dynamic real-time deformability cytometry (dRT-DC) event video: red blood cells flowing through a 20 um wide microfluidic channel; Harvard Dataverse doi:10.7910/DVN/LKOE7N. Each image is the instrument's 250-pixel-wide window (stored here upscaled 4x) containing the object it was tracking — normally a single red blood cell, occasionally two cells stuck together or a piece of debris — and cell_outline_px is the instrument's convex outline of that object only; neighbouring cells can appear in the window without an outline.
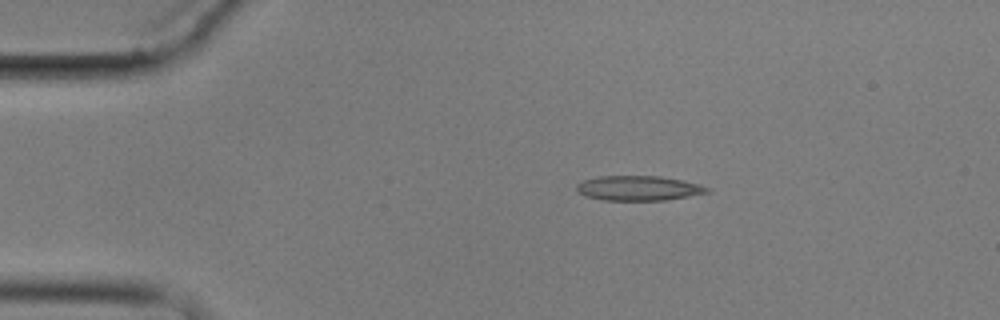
{"species": "common noctule bat (a hibernating species)", "species_latin": "Nyctalus noctula", "temperature_condition": "cold", "stored_images_in_passage": 2, "camera_frame_rate_fps": 3000, "um_per_image_px": 0.085, "animal": {"sex": "male", "body_mass_g": 17.9}, "frame": {"image": 1, "passage_image": 1, "time_ms": 0.0, "image_size_px": [1000, 320], "cell_outline_px": [[712, 188], [708, 192], [688, 196], [664, 200], [604, 200], [584, 196], [576, 188], [576, 184], [584, 180], [596, 176], [660, 176], [684, 180], [700, 184]], "centroid_in_image_um": [54.29, 15.98], "position_along_channel_um": 30.7, "area_um2": 18.9}}